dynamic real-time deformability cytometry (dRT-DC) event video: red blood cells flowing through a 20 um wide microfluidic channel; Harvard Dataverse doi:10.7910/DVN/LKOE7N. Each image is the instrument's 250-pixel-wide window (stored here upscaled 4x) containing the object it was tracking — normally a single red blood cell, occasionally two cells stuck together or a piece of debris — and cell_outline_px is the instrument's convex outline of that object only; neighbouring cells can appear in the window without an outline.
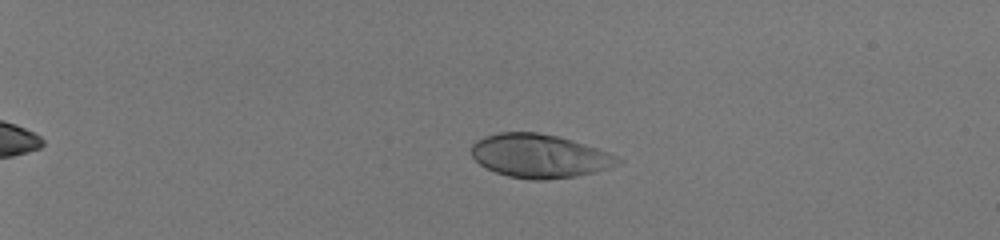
{"species": "human", "species_latin": "Homo sapiens", "temperature_condition": "room temperature", "stored_images_in_passage": 44, "camera_frame_rate_fps": 3000, "um_per_image_px": 0.085, "donor": {"sex": "male"}, "frame": {"image": 1, "passage_image": 4, "time_ms": 1.0, "image_size_px": [1000, 240], "cell_outline_px": [[624, 160], [620, 164], [596, 172], [576, 176], [544, 180], [532, 180], [508, 176], [496, 172], [480, 164], [472, 156], [472, 144], [476, 140], [484, 136], [500, 132], [536, 132], [556, 136], [572, 140], [608, 152]], "centroid_in_image_um": [45.87, 13.26], "position_along_channel_um": 39.1, "area_um2": 37.11}}
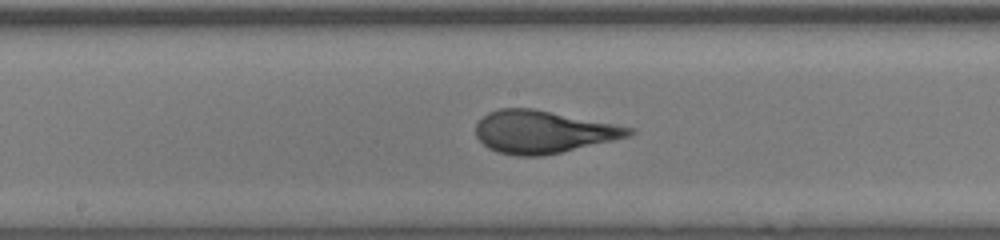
{"frame": {"image": 2, "passage_image": 24, "time_ms": 7.667, "image_size_px": [1000, 240], "cell_outline_px": [[636, 132], [628, 136], [612, 140], [560, 152], [540, 156], [516, 156], [496, 152], [488, 148], [476, 136], [476, 124], [488, 112], [500, 108], [532, 108], [636, 128]], "centroid_in_image_um": [46.14, 11.2], "position_along_channel_um": 202.1, "area_um2": 37.69}}
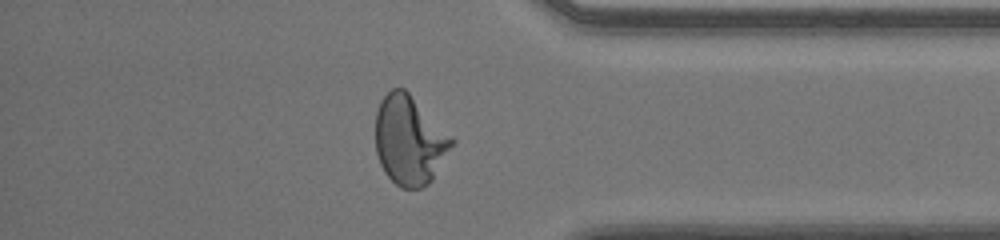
{"frame": {"image": 3, "passage_image": 39, "time_ms": 12.667, "image_size_px": [1000, 240], "cell_outline_px": [[456, 140], [432, 180], [428, 184], [420, 188], [400, 188], [384, 172], [380, 164], [376, 152], [376, 112], [380, 100], [392, 88], [404, 88]], "centroid_in_image_um": [34.8, 11.93], "position_along_channel_um": 400.4, "area_um2": 39.48}, "authors_computed_cell_mechanics": {"area_um2": 37.5989, "velocity_mm_per_s": 4.0952, "shape_relaxation_time_tau1_ms": 4.852, "shape_relaxation_time_tau2_ms": null, "deformation_change_tau1": 0.2419, "deformation_change_tau2": null}}